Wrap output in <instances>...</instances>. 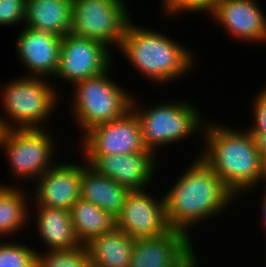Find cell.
Wrapping results in <instances>:
<instances>
[{"instance_id":"27","label":"cell","mask_w":266,"mask_h":267,"mask_svg":"<svg viewBox=\"0 0 266 267\" xmlns=\"http://www.w3.org/2000/svg\"><path fill=\"white\" fill-rule=\"evenodd\" d=\"M253 124L246 130L250 134H265L266 133V86L264 89L259 90L255 98L253 99Z\"/></svg>"},{"instance_id":"21","label":"cell","mask_w":266,"mask_h":267,"mask_svg":"<svg viewBox=\"0 0 266 267\" xmlns=\"http://www.w3.org/2000/svg\"><path fill=\"white\" fill-rule=\"evenodd\" d=\"M70 213L76 238L81 245L116 228V218L112 214L83 199L76 201Z\"/></svg>"},{"instance_id":"19","label":"cell","mask_w":266,"mask_h":267,"mask_svg":"<svg viewBox=\"0 0 266 267\" xmlns=\"http://www.w3.org/2000/svg\"><path fill=\"white\" fill-rule=\"evenodd\" d=\"M129 191L108 176L98 174L88 164L82 168L80 199L98 206L115 218L120 213Z\"/></svg>"},{"instance_id":"7","label":"cell","mask_w":266,"mask_h":267,"mask_svg":"<svg viewBox=\"0 0 266 267\" xmlns=\"http://www.w3.org/2000/svg\"><path fill=\"white\" fill-rule=\"evenodd\" d=\"M125 4L124 0H73L71 33L119 48L131 20Z\"/></svg>"},{"instance_id":"10","label":"cell","mask_w":266,"mask_h":267,"mask_svg":"<svg viewBox=\"0 0 266 267\" xmlns=\"http://www.w3.org/2000/svg\"><path fill=\"white\" fill-rule=\"evenodd\" d=\"M111 56V50L97 41L66 34L61 40L55 77L73 85L108 70L114 61Z\"/></svg>"},{"instance_id":"17","label":"cell","mask_w":266,"mask_h":267,"mask_svg":"<svg viewBox=\"0 0 266 267\" xmlns=\"http://www.w3.org/2000/svg\"><path fill=\"white\" fill-rule=\"evenodd\" d=\"M33 208L35 210L30 213L37 212L32 218L36 217L37 235L46 245V251L73 249L81 245L73 229L70 211L38 204H34Z\"/></svg>"},{"instance_id":"9","label":"cell","mask_w":266,"mask_h":267,"mask_svg":"<svg viewBox=\"0 0 266 267\" xmlns=\"http://www.w3.org/2000/svg\"><path fill=\"white\" fill-rule=\"evenodd\" d=\"M81 138L83 156L124 155L147 150L142 142L139 119L132 109L120 118L90 128Z\"/></svg>"},{"instance_id":"8","label":"cell","mask_w":266,"mask_h":267,"mask_svg":"<svg viewBox=\"0 0 266 267\" xmlns=\"http://www.w3.org/2000/svg\"><path fill=\"white\" fill-rule=\"evenodd\" d=\"M56 142L46 129L8 130L1 150L5 152L14 179H31L35 182L54 166L57 163L52 159L55 156Z\"/></svg>"},{"instance_id":"16","label":"cell","mask_w":266,"mask_h":267,"mask_svg":"<svg viewBox=\"0 0 266 267\" xmlns=\"http://www.w3.org/2000/svg\"><path fill=\"white\" fill-rule=\"evenodd\" d=\"M15 48L25 76L52 78L58 68L62 36L24 27L17 33Z\"/></svg>"},{"instance_id":"5","label":"cell","mask_w":266,"mask_h":267,"mask_svg":"<svg viewBox=\"0 0 266 267\" xmlns=\"http://www.w3.org/2000/svg\"><path fill=\"white\" fill-rule=\"evenodd\" d=\"M136 98H132L131 109L139 119L142 142L152 153L156 154L155 151L160 150V147L170 144L173 146L186 140L187 136L189 138L192 134L203 132L206 120L191 102L170 99L169 102H159L160 104L142 109L137 105L139 102Z\"/></svg>"},{"instance_id":"29","label":"cell","mask_w":266,"mask_h":267,"mask_svg":"<svg viewBox=\"0 0 266 267\" xmlns=\"http://www.w3.org/2000/svg\"><path fill=\"white\" fill-rule=\"evenodd\" d=\"M265 188H266V186H265ZM265 192L263 193V197H261L262 198V207L260 208V209H262V219H263V221L262 222H264L263 224V226H264V229L266 228V189L264 190ZM266 230V229H265Z\"/></svg>"},{"instance_id":"18","label":"cell","mask_w":266,"mask_h":267,"mask_svg":"<svg viewBox=\"0 0 266 267\" xmlns=\"http://www.w3.org/2000/svg\"><path fill=\"white\" fill-rule=\"evenodd\" d=\"M73 0H26L25 27L64 36L71 33Z\"/></svg>"},{"instance_id":"15","label":"cell","mask_w":266,"mask_h":267,"mask_svg":"<svg viewBox=\"0 0 266 267\" xmlns=\"http://www.w3.org/2000/svg\"><path fill=\"white\" fill-rule=\"evenodd\" d=\"M84 165L72 162H58L38 177L32 184L34 204L70 211L80 199V184Z\"/></svg>"},{"instance_id":"28","label":"cell","mask_w":266,"mask_h":267,"mask_svg":"<svg viewBox=\"0 0 266 267\" xmlns=\"http://www.w3.org/2000/svg\"><path fill=\"white\" fill-rule=\"evenodd\" d=\"M255 139L258 151L266 165V133L265 134H251Z\"/></svg>"},{"instance_id":"12","label":"cell","mask_w":266,"mask_h":267,"mask_svg":"<svg viewBox=\"0 0 266 267\" xmlns=\"http://www.w3.org/2000/svg\"><path fill=\"white\" fill-rule=\"evenodd\" d=\"M156 155L149 150L124 155L84 156L98 174L108 176L129 190H144L151 186L157 171ZM155 169V170H154Z\"/></svg>"},{"instance_id":"24","label":"cell","mask_w":266,"mask_h":267,"mask_svg":"<svg viewBox=\"0 0 266 267\" xmlns=\"http://www.w3.org/2000/svg\"><path fill=\"white\" fill-rule=\"evenodd\" d=\"M35 250L18 241L0 242V267H36Z\"/></svg>"},{"instance_id":"26","label":"cell","mask_w":266,"mask_h":267,"mask_svg":"<svg viewBox=\"0 0 266 267\" xmlns=\"http://www.w3.org/2000/svg\"><path fill=\"white\" fill-rule=\"evenodd\" d=\"M25 8L26 0H0V26L23 25Z\"/></svg>"},{"instance_id":"25","label":"cell","mask_w":266,"mask_h":267,"mask_svg":"<svg viewBox=\"0 0 266 267\" xmlns=\"http://www.w3.org/2000/svg\"><path fill=\"white\" fill-rule=\"evenodd\" d=\"M217 2L218 0H162L163 4L160 7L163 9L164 16L167 15L172 19V16H180L179 14H183V12L204 13L205 11L209 14L214 10Z\"/></svg>"},{"instance_id":"30","label":"cell","mask_w":266,"mask_h":267,"mask_svg":"<svg viewBox=\"0 0 266 267\" xmlns=\"http://www.w3.org/2000/svg\"><path fill=\"white\" fill-rule=\"evenodd\" d=\"M197 255L195 254L183 267H199L198 260H197Z\"/></svg>"},{"instance_id":"13","label":"cell","mask_w":266,"mask_h":267,"mask_svg":"<svg viewBox=\"0 0 266 267\" xmlns=\"http://www.w3.org/2000/svg\"><path fill=\"white\" fill-rule=\"evenodd\" d=\"M191 241L174 229L159 237L136 238L130 267H183L195 255Z\"/></svg>"},{"instance_id":"2","label":"cell","mask_w":266,"mask_h":267,"mask_svg":"<svg viewBox=\"0 0 266 267\" xmlns=\"http://www.w3.org/2000/svg\"><path fill=\"white\" fill-rule=\"evenodd\" d=\"M206 121L201 133L206 144L199 156L234 195L241 197L266 182V165L256 139L245 129Z\"/></svg>"},{"instance_id":"3","label":"cell","mask_w":266,"mask_h":267,"mask_svg":"<svg viewBox=\"0 0 266 267\" xmlns=\"http://www.w3.org/2000/svg\"><path fill=\"white\" fill-rule=\"evenodd\" d=\"M132 22L131 19L125 28L118 51L134 70L159 85L180 80L193 71L197 62L194 51L164 33Z\"/></svg>"},{"instance_id":"4","label":"cell","mask_w":266,"mask_h":267,"mask_svg":"<svg viewBox=\"0 0 266 267\" xmlns=\"http://www.w3.org/2000/svg\"><path fill=\"white\" fill-rule=\"evenodd\" d=\"M50 78L20 76L1 87L2 111L5 110L7 117H0L8 130L46 129L44 124L50 122L48 118L57 111L59 105L56 103L60 102L61 96Z\"/></svg>"},{"instance_id":"14","label":"cell","mask_w":266,"mask_h":267,"mask_svg":"<svg viewBox=\"0 0 266 267\" xmlns=\"http://www.w3.org/2000/svg\"><path fill=\"white\" fill-rule=\"evenodd\" d=\"M259 5L257 0H218L209 17L232 38L262 44L266 42V16Z\"/></svg>"},{"instance_id":"20","label":"cell","mask_w":266,"mask_h":267,"mask_svg":"<svg viewBox=\"0 0 266 267\" xmlns=\"http://www.w3.org/2000/svg\"><path fill=\"white\" fill-rule=\"evenodd\" d=\"M134 238L115 228L91 239L85 246L91 267H130Z\"/></svg>"},{"instance_id":"22","label":"cell","mask_w":266,"mask_h":267,"mask_svg":"<svg viewBox=\"0 0 266 267\" xmlns=\"http://www.w3.org/2000/svg\"><path fill=\"white\" fill-rule=\"evenodd\" d=\"M15 186V187H14ZM0 184V236L12 235L24 230L32 219L29 205V194L21 186ZM28 197V198H27ZM30 219V220H29ZM29 220V221H28ZM13 233V234H12Z\"/></svg>"},{"instance_id":"1","label":"cell","mask_w":266,"mask_h":267,"mask_svg":"<svg viewBox=\"0 0 266 267\" xmlns=\"http://www.w3.org/2000/svg\"><path fill=\"white\" fill-rule=\"evenodd\" d=\"M185 169L163 200L170 228L191 238L195 225L225 213L237 197L199 155Z\"/></svg>"},{"instance_id":"23","label":"cell","mask_w":266,"mask_h":267,"mask_svg":"<svg viewBox=\"0 0 266 267\" xmlns=\"http://www.w3.org/2000/svg\"><path fill=\"white\" fill-rule=\"evenodd\" d=\"M36 267H91L85 245L66 250H37Z\"/></svg>"},{"instance_id":"11","label":"cell","mask_w":266,"mask_h":267,"mask_svg":"<svg viewBox=\"0 0 266 267\" xmlns=\"http://www.w3.org/2000/svg\"><path fill=\"white\" fill-rule=\"evenodd\" d=\"M144 190H130L125 203L116 217V228L136 238L159 237L171 228L167 221L163 196Z\"/></svg>"},{"instance_id":"6","label":"cell","mask_w":266,"mask_h":267,"mask_svg":"<svg viewBox=\"0 0 266 267\" xmlns=\"http://www.w3.org/2000/svg\"><path fill=\"white\" fill-rule=\"evenodd\" d=\"M112 67L73 84L70 109L81 135L96 125L120 118L131 109L133 95L110 78Z\"/></svg>"}]
</instances>
